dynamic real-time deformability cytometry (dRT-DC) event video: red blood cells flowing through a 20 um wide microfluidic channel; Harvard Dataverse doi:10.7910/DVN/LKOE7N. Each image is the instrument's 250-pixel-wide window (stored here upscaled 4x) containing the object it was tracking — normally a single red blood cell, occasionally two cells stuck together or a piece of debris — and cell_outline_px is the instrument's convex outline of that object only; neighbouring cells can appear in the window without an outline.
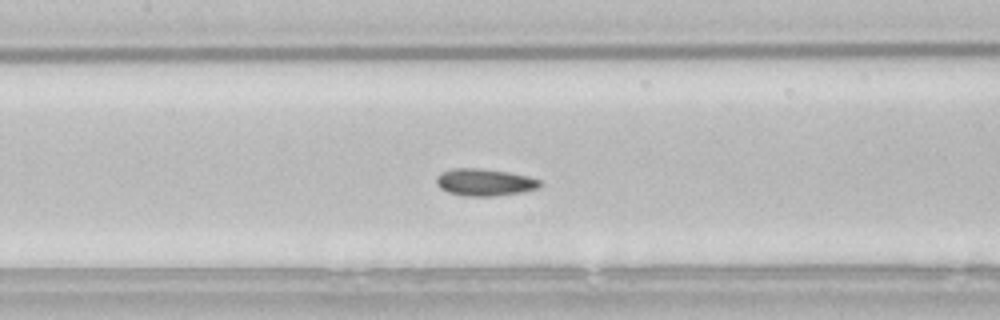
{"species": "common noctule bat (a hibernating species)", "species_latin": "Nyctalus noctula", "temperature_condition": "room temperature", "stored_images_in_passage": 39, "segment_of_instrument_passage": [1, 2], "camera_frame_rate_fps": 3000, "um_per_image_px": 0.085, "animal": {"sex": "male", "body_mass_g": 21.5, "forearm_length_mm": 52.0}, "frame": {"image": 1, "passage_image": 9, "time_ms": 2.667, "image_size_px": [1000, 320], "cell_outline_px": [[540, 188], [520, 192], [496, 196], [464, 196], [448, 192], [440, 188], [436, 184], [436, 176], [440, 172], [452, 168], [480, 168], [508, 172], [528, 176], [540, 180]], "centroid_in_image_um": [41.16, 15.49], "position_along_channel_um": 166.2, "area_um2": 16.47}}
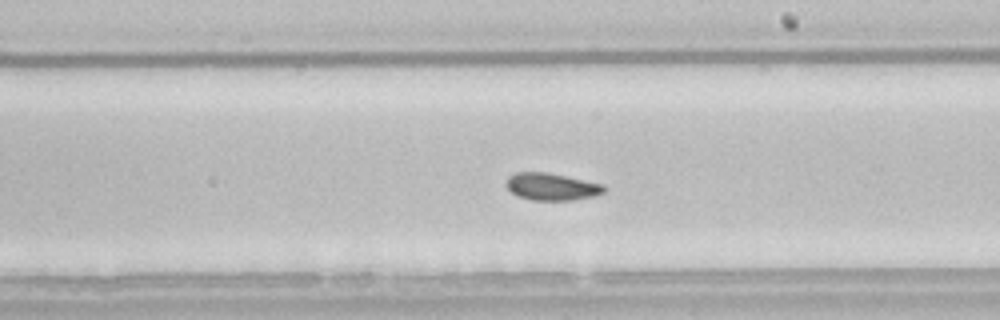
{"frame": {"image": 2, "passage_image": 15, "time_ms": 4.667, "image_size_px": [1000, 320], "cell_outline_px": [[604, 192], [592, 196], [572, 200], [532, 200], [516, 196], [504, 184], [508, 176], [516, 172], [548, 172], [568, 176], [604, 184]], "centroid_in_image_um": [46.85, 15.85], "position_along_channel_um": 242.2, "area_um2": 15.61}}
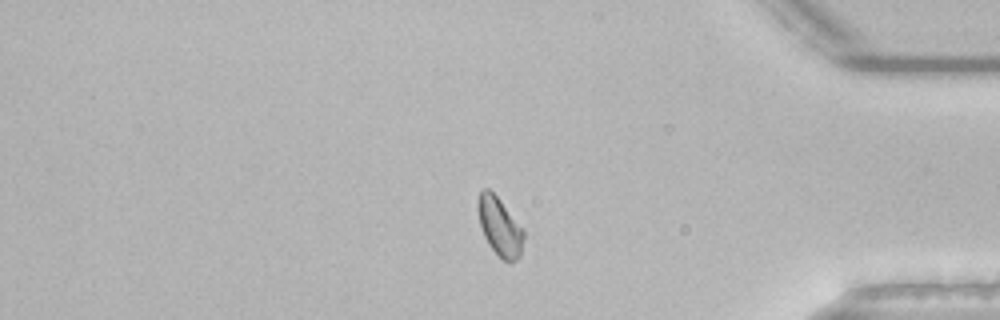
{"frame": {"image": 3, "passage_image": 29, "time_ms": 9.333, "image_size_px": [1000, 320], "cell_outline_px": [[524, 236], [520, 256], [516, 260], [504, 260], [488, 244], [484, 236], [480, 224], [476, 208], [476, 200], [480, 192], [484, 188], [488, 188], [500, 200], [524, 228]], "centroid_in_image_um": [42.46, 19.21], "position_along_channel_um": 392.7, "area_um2": 15.55}}